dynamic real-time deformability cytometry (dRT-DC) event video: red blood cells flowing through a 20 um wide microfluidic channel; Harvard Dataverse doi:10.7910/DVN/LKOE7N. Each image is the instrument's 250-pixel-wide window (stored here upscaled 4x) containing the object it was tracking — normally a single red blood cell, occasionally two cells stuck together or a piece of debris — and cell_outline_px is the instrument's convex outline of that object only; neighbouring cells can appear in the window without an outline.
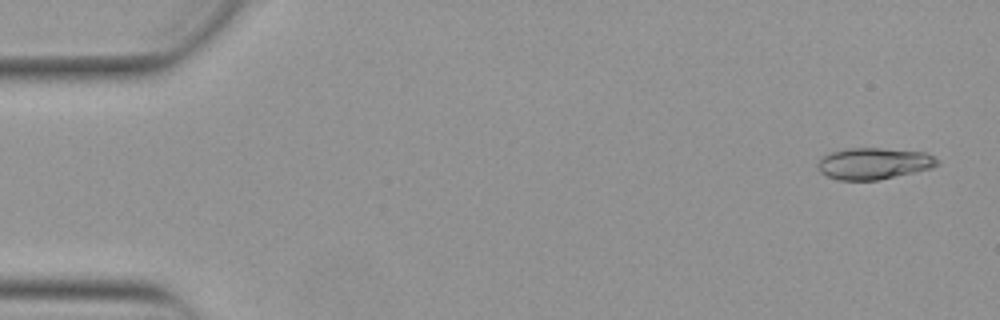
{"species": "Egyptian fruit bat (a non-hibernating species)", "species_latin": "Rousettus aegyptiacus", "temperature_condition": "warm", "stored_images_in_passage": 52, "camera_frame_rate_fps": 3000, "um_per_image_px": 0.085, "animal": {"sex": "female"}, "frame": {"image": 1, "passage_image": 2, "time_ms": 0.333, "image_size_px": [1000, 320], "cell_outline_px": [[940, 164], [932, 168], [876, 180], [840, 180], [828, 176], [820, 172], [816, 168], [816, 164], [820, 156], [828, 152], [848, 148], [880, 148], [924, 152], [940, 160]], "centroid_in_image_um": [74.22, 13.88], "position_along_channel_um": 10.8, "area_um2": 22.08}}
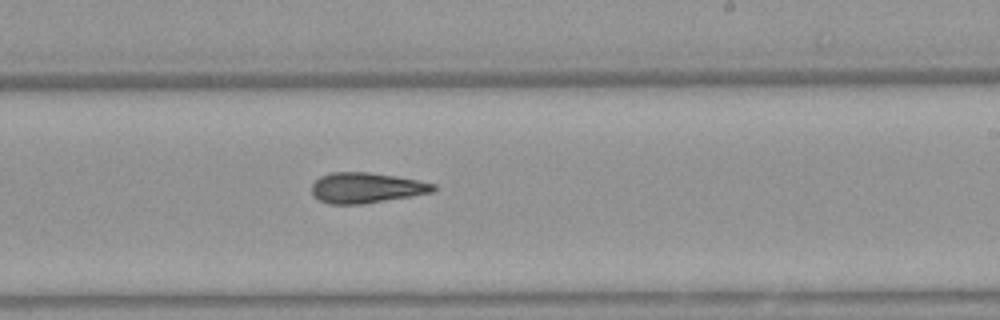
{"frame": {"image": 2, "passage_image": 31, "time_ms": 10.0, "image_size_px": [1000, 320], "cell_outline_px": [[436, 188], [432, 192], [364, 204], [332, 204], [320, 200], [312, 196], [312, 184], [320, 176], [328, 172], [368, 172], [396, 176], [436, 184]], "centroid_in_image_um": [31.09, 15.96], "position_along_channel_um": 257.9, "area_um2": 21.5}}
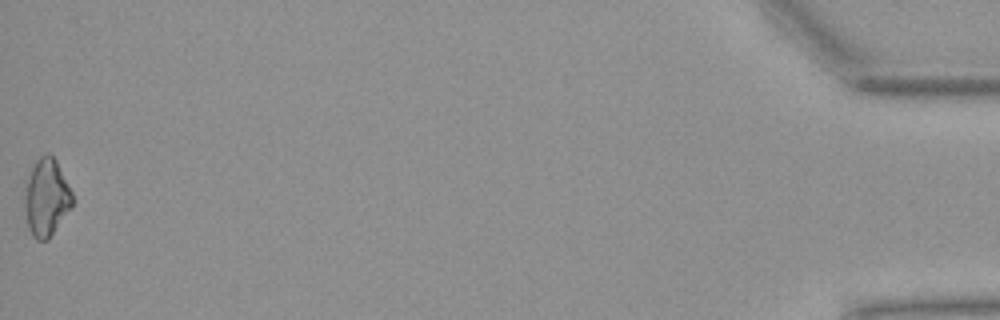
{"frame": {"image": 3, "passage_image": 52, "time_ms": 17.0, "image_size_px": [1000, 320], "cell_outline_px": [[72, 208], [48, 240], [36, 240], [32, 236], [28, 228], [24, 208], [24, 184], [36, 160], [40, 156], [48, 152], [56, 160], [72, 192]], "centroid_in_image_um": [3.92, 16.81], "position_along_channel_um": 431.3, "area_um2": 21.79}, "authors_computed_cell_mechanics": {"area_um2": 21.5016, "velocity_mm_per_s": 3.9009, "shape_relaxation_time_tau1_ms": 7.3682, "shape_relaxation_time_tau2_ms": 6.6712, "deformation_change_tau1": 0.2037, "deformation_change_tau2": 0.1845}}